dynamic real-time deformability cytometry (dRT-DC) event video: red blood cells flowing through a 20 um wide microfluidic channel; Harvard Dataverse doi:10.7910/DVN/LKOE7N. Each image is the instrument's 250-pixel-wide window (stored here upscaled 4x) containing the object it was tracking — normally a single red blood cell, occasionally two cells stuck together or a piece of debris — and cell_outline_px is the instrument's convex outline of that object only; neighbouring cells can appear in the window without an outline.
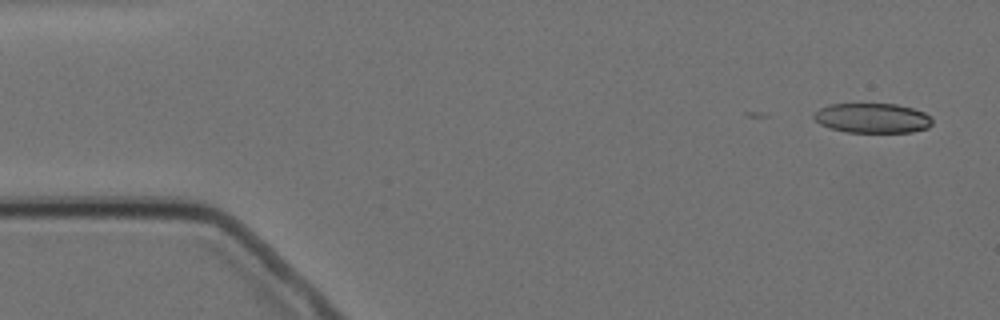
{"species": "Egyptian fruit bat (a non-hibernating species)", "species_latin": "Rousettus aegyptiacus", "temperature_condition": "cold", "stored_images_in_passage": 14, "camera_frame_rate_fps": 3000, "um_per_image_px": 0.085, "animal": {"sex": "female"}, "frame": {"image": 1, "passage_image": 1, "time_ms": 0.0, "image_size_px": [1000, 320], "cell_outline_px": [[932, 124], [928, 128], [912, 132], [848, 132], [828, 128], [820, 124], [812, 116], [812, 112], [828, 104], [896, 104], [912, 108], [924, 112], [932, 116]], "centroid_in_image_um": [74.14, 10.04], "position_along_channel_um": 10.9, "area_um2": 20.75}}
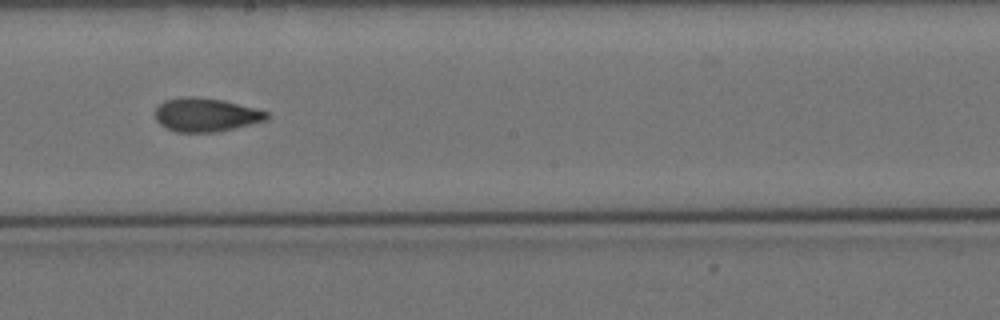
{"frame": {"image": 2, "passage_image": 8, "time_ms": 9.333, "image_size_px": [1000, 320], "cell_outline_px": [[268, 120], [216, 132], [176, 132], [160, 124], [156, 120], [156, 108], [164, 100], [180, 96], [192, 96], [224, 100], [268, 112]], "centroid_in_image_um": [17.48, 9.75], "position_along_channel_um": 230.7, "area_um2": 21.79}}
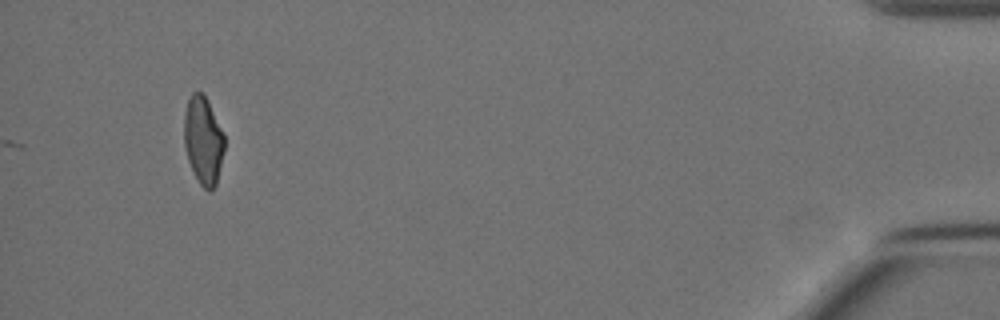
{"frame": {"image": 3, "passage_image": 14, "time_ms": 17.0, "image_size_px": [1000, 320], "cell_outline_px": [[224, 148], [216, 184], [208, 192], [200, 184], [188, 160], [184, 144], [184, 112], [188, 100], [192, 92], [200, 92], [208, 100], [224, 136]], "centroid_in_image_um": [17.26, 11.91], "position_along_channel_um": 417.9, "area_um2": 20.29}, "authors_computed_cell_mechanics": {"area_um2": 21.5305, "velocity_mm_per_s": 3.4834, "shape_relaxation_time_tau1_ms": 8.7728, "shape_relaxation_time_tau2_ms": 1.4957, "deformation_change_tau1": 0.1695, "deformation_change_tau2": 0.0662}}